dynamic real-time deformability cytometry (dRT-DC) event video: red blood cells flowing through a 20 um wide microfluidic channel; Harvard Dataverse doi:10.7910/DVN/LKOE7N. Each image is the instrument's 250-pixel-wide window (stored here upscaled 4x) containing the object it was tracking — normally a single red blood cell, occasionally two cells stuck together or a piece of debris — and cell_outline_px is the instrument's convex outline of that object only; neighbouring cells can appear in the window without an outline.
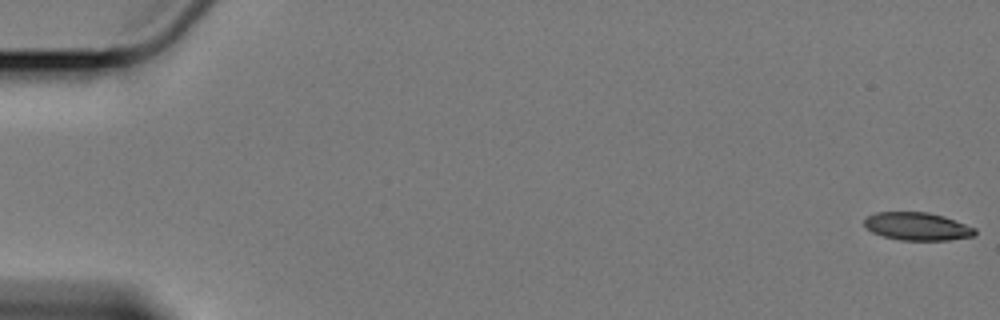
{"species": "Egyptian fruit bat (a non-hibernating species)", "species_latin": "Rousettus aegyptiacus", "temperature_condition": "cold", "stored_images_in_passage": 61, "camera_frame_rate_fps": 3000, "um_per_image_px": 0.085, "animal": {"sex": "female"}, "frame": {"image": 1, "passage_image": 1, "time_ms": 0.0, "image_size_px": [1000, 320], "cell_outline_px": [[976, 232], [972, 236], [948, 240], [900, 240], [884, 236], [872, 232], [864, 224], [864, 220], [868, 216], [876, 212], [928, 212], [944, 216], [976, 228]], "centroid_in_image_um": [77.97, 19.24], "position_along_channel_um": 7.0, "area_um2": 17.86}}
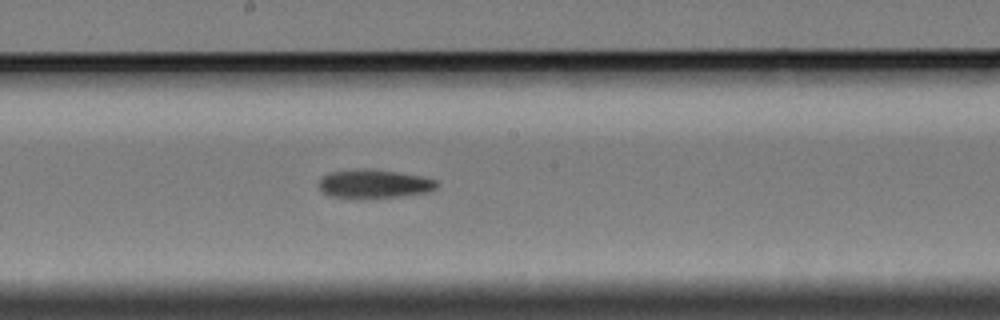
{"frame": {"image": 2, "passage_image": 33, "time_ms": 10.667, "image_size_px": [1000, 320], "cell_outline_px": [[436, 188], [428, 192], [396, 196], [352, 200], [332, 196], [324, 192], [320, 188], [320, 176], [328, 172], [356, 168], [372, 168], [420, 176], [436, 180]], "centroid_in_image_um": [31.72, 15.62], "position_along_channel_um": 216.5, "area_um2": 20.0}}
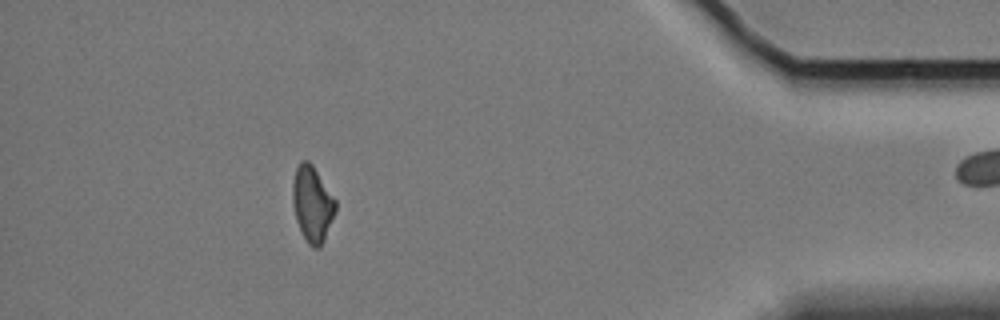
{"frame": {"image": 3, "passage_image": 54, "time_ms": 17.667, "image_size_px": [1000, 320], "cell_outline_px": [[336, 208], [324, 240], [320, 248], [312, 248], [308, 244], [300, 232], [296, 220], [292, 204], [292, 184], [296, 168], [300, 160], [308, 160], [312, 164], [336, 200]], "centroid_in_image_um": [26.52, 17.34], "position_along_channel_um": 408.7, "area_um2": 19.02}}